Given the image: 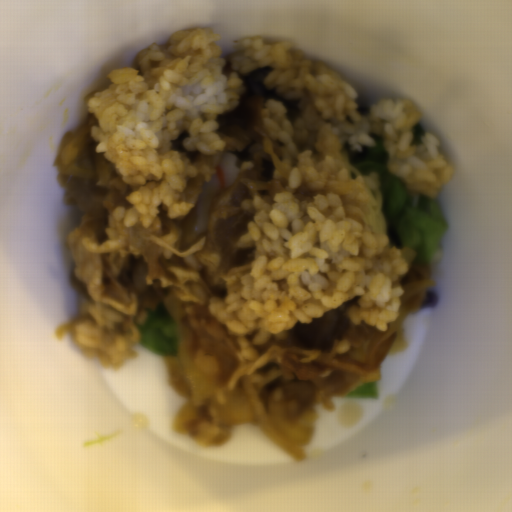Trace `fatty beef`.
I'll return each mask as SVG.
<instances>
[{
    "label": "fatty beef",
    "mask_w": 512,
    "mask_h": 512,
    "mask_svg": "<svg viewBox=\"0 0 512 512\" xmlns=\"http://www.w3.org/2000/svg\"><path fill=\"white\" fill-rule=\"evenodd\" d=\"M273 68L238 75L242 86L237 106L215 119L223 151L206 154L186 148L185 130L171 140L170 150L181 152L197 171L186 179L177 199L193 207L172 219L167 206L157 204L158 228H147L141 221L126 226L123 219L114 218L115 207H131L128 196L134 187L96 151L92 130L99 119L89 111L80 125L64 131L56 153L57 178L65 204L79 211L67 236L68 281L82 304L71 321L56 328V335L59 339L68 333L86 358L119 368L141 344L137 328L147 318L146 311L163 303L176 323L178 342L214 386L241 396L248 379L266 408L279 404L287 420L309 426L317 405L330 411L337 397L380 379L381 363L396 333L389 323L386 330L362 321L353 324L350 308L360 302L354 296L320 318L272 335L265 344L253 343L255 332L244 334L257 352L255 360H246L233 332L210 311L212 297H227L228 274L255 258L256 246L240 242L257 212L255 197L272 205L276 193L286 190L301 154L311 151L313 159L321 157L317 140L326 122L313 92L266 85ZM269 99L286 109L294 126L291 145L271 138L264 126L261 110ZM226 151L236 154L240 171L214 197L207 229L196 237L202 184L215 174Z\"/></svg>",
    "instance_id": "fatty-beef-1"
},
{
    "label": "fatty beef",
    "mask_w": 512,
    "mask_h": 512,
    "mask_svg": "<svg viewBox=\"0 0 512 512\" xmlns=\"http://www.w3.org/2000/svg\"><path fill=\"white\" fill-rule=\"evenodd\" d=\"M434 271L431 263H413L404 276L396 281L403 290L399 308L406 310L407 315L420 309L427 292L435 289Z\"/></svg>",
    "instance_id": "fatty-beef-2"
},
{
    "label": "fatty beef",
    "mask_w": 512,
    "mask_h": 512,
    "mask_svg": "<svg viewBox=\"0 0 512 512\" xmlns=\"http://www.w3.org/2000/svg\"><path fill=\"white\" fill-rule=\"evenodd\" d=\"M233 426L222 424L221 415L205 404L200 406L197 416L189 422L186 432L197 444L216 446L228 439Z\"/></svg>",
    "instance_id": "fatty-beef-3"
},
{
    "label": "fatty beef",
    "mask_w": 512,
    "mask_h": 512,
    "mask_svg": "<svg viewBox=\"0 0 512 512\" xmlns=\"http://www.w3.org/2000/svg\"><path fill=\"white\" fill-rule=\"evenodd\" d=\"M232 54L220 55V57H222L224 59L222 73L226 76H229L233 70V66H232V62H231Z\"/></svg>",
    "instance_id": "fatty-beef-4"
},
{
    "label": "fatty beef",
    "mask_w": 512,
    "mask_h": 512,
    "mask_svg": "<svg viewBox=\"0 0 512 512\" xmlns=\"http://www.w3.org/2000/svg\"><path fill=\"white\" fill-rule=\"evenodd\" d=\"M373 106L357 97V110L360 114L367 115Z\"/></svg>",
    "instance_id": "fatty-beef-5"
}]
</instances>
